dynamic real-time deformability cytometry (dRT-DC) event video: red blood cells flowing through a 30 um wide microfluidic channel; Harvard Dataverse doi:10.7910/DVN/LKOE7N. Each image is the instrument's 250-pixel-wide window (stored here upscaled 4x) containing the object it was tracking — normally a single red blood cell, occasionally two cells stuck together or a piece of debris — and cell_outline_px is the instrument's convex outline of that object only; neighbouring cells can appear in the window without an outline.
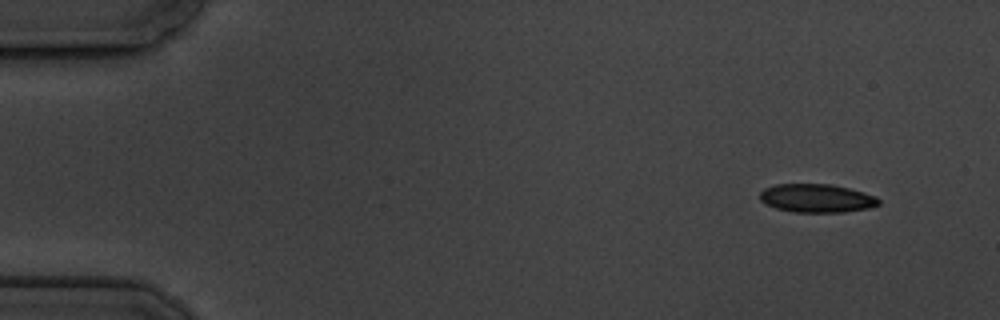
{"species": "common noctule bat (a hibernating species)", "species_latin": "Nyctalus noctula", "temperature_condition": "cold", "stored_images_in_passage": 10, "camera_frame_rate_fps": 3000, "um_per_image_px": 0.085, "animal": {"sex": "male", "body_mass_g": 19.5, "forearm_length_mm": 54.6}, "frame": {"image": 1, "passage_image": 1, "time_ms": 0.0, "image_size_px": [1000, 320], "cell_outline_px": [[880, 204], [868, 208], [844, 212], [792, 212], [776, 208], [764, 204], [760, 200], [760, 192], [764, 188], [776, 184], [832, 184], [864, 192], [876, 196], [880, 200]], "centroid_in_image_um": [69.4, 16.85], "position_along_channel_um": 15.6, "area_um2": 19.83}}
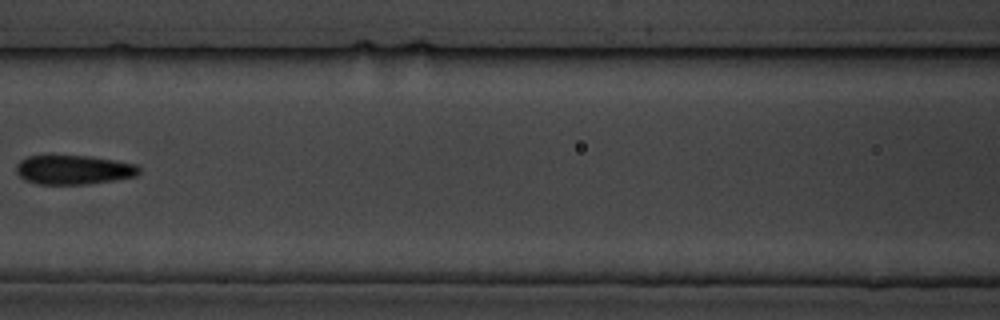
{"frame": {"image": 2, "passage_image": 7, "time_ms": 7.333, "image_size_px": [1000, 320], "cell_outline_px": [[140, 172], [136, 176], [116, 180], [84, 184], [36, 184], [24, 180], [16, 172], [16, 164], [20, 160], [28, 156], [92, 156], [116, 160], [136, 164], [140, 168]], "centroid_in_image_um": [6.27, 14.43], "position_along_channel_um": 160.3, "area_um2": 21.04}}
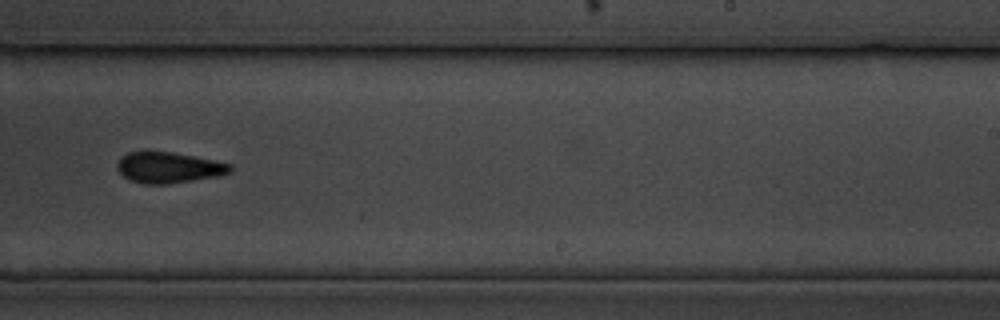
{"frame": {"image": 3, "passage_image": 10, "time_ms": 10.667, "image_size_px": [1000, 320], "cell_outline_px": [[232, 172], [220, 176], [168, 184], [144, 184], [132, 180], [124, 176], [116, 168], [116, 164], [120, 156], [128, 152], [172, 152], [232, 164]], "centroid_in_image_um": [14.34, 14.25], "position_along_channel_um": 274.7, "area_um2": 20.29}}